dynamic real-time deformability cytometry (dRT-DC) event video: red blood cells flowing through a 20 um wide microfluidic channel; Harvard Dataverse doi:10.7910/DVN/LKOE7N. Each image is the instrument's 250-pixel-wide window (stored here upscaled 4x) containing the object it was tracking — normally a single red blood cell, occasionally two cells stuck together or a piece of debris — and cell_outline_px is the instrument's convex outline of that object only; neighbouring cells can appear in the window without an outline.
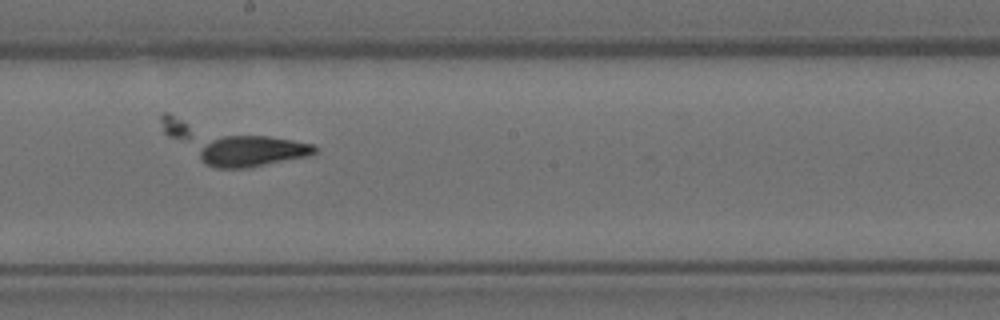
{"species": "Egyptian fruit bat (a non-hibernating species)", "species_latin": "Rousettus aegyptiacus", "temperature_condition": "room temperature", "stored_images_in_passage": 15, "camera_frame_rate_fps": 3000, "um_per_image_px": 0.085, "animal": {"sex": "female"}, "frame": {"image": 1, "passage_image": 9, "time_ms": 2.667, "image_size_px": [1000, 320], "cell_outline_px": [[316, 152], [308, 156], [252, 168], [216, 168], [204, 164], [200, 160], [200, 148], [204, 144], [212, 140], [224, 136], [268, 136], [292, 140], [312, 144], [316, 148]], "centroid_in_image_um": [21.42, 12.87], "position_along_channel_um": 226.8, "area_um2": 20.92}}
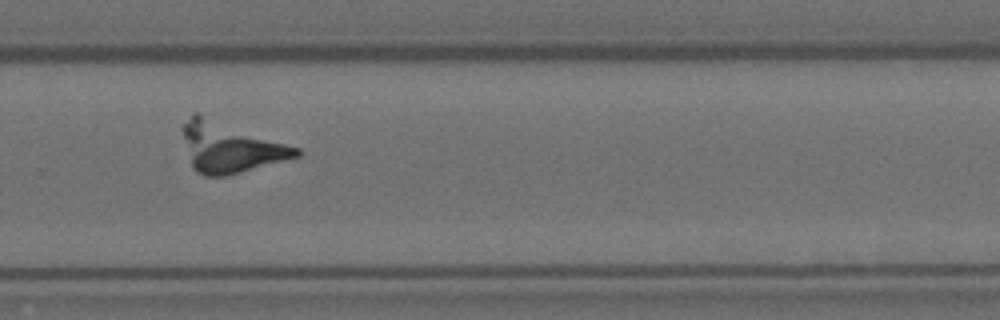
{"frame": {"image": 2, "passage_image": 11, "time_ms": 3.333, "image_size_px": [1000, 320], "cell_outline_px": [[304, 152], [300, 156], [228, 176], [204, 176], [196, 172], [192, 168], [180, 128], [196, 112], [300, 148]], "centroid_in_image_um": [19.57, 12.54], "position_along_channel_um": 310.2, "area_um2": 33.23}}
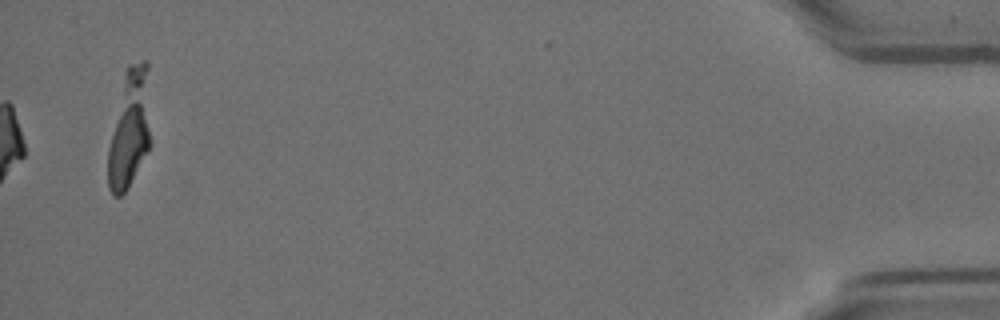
{"frame": {"image": 3, "passage_image": 15, "time_ms": 4.667, "image_size_px": [1000, 320], "cell_outline_px": [[152, 144], [128, 188], [120, 196], [112, 196], [108, 188], [108, 148], [124, 72], [128, 64], [140, 60], [148, 60]], "centroid_in_image_um": [11.06, 10.91], "position_along_channel_um": 424.1, "area_um2": 30.29}}